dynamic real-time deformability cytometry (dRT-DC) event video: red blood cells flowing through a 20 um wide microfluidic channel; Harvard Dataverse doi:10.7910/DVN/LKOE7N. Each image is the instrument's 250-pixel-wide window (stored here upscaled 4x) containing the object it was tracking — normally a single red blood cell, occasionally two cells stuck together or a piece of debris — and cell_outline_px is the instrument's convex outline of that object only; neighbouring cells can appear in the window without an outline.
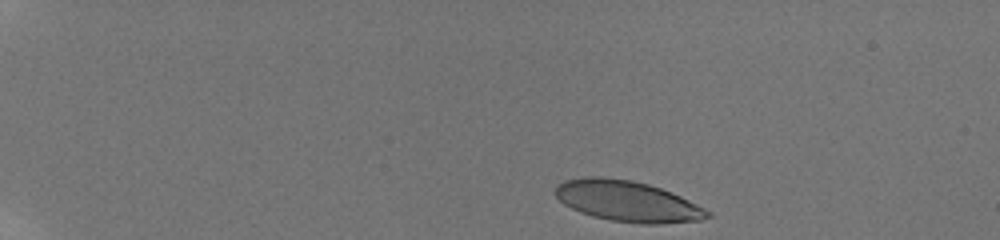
{"species": "human", "species_latin": "Homo sapiens", "temperature_condition": "room temperature", "stored_images_in_passage": 16, "camera_frame_rate_fps": 3000, "um_per_image_px": 0.085, "donor": {"sex": "male"}, "frame": {"image": 1, "passage_image": 1, "time_ms": 0.0, "image_size_px": [1000, 240], "cell_outline_px": [[712, 216], [700, 220], [656, 224], [640, 224], [612, 220], [592, 216], [580, 212], [564, 204], [552, 192], [564, 180], [584, 176], [604, 176], [632, 180], [648, 184], [672, 192], [712, 212]], "centroid_in_image_um": [53.32, 17.09], "position_along_channel_um": 31.7, "area_um2": 36.24}}